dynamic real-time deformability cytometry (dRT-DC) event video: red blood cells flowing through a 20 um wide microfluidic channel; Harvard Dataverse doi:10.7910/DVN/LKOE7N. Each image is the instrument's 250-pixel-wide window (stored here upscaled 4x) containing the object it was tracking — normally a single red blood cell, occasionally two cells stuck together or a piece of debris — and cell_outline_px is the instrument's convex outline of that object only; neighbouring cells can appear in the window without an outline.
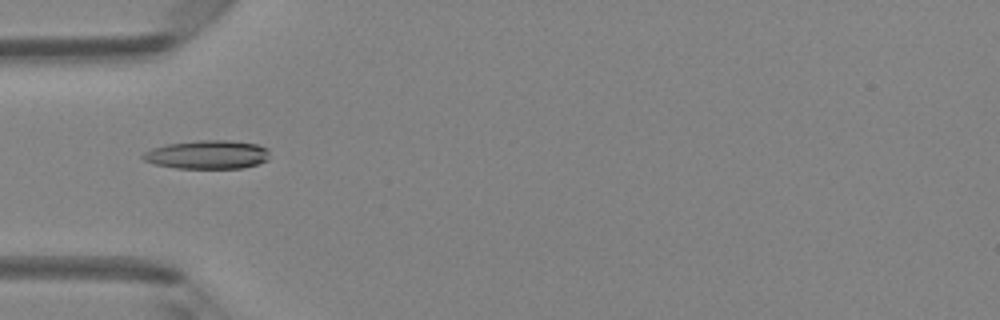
{"species": "Egyptian fruit bat (a non-hibernating species)", "species_latin": "Rousettus aegyptiacus", "temperature_condition": "room temperature", "stored_images_in_passage": 46, "camera_frame_rate_fps": 3000, "um_per_image_px": 0.085, "animal": {"sex": "female"}, "frame": {"image": 1, "passage_image": 16, "time_ms": 5.0, "image_size_px": [1000, 320], "cell_outline_px": [[268, 160], [244, 168], [176, 168], [156, 164], [144, 160], [140, 156], [144, 152], [152, 148], [168, 144], [200, 140], [228, 140], [256, 144], [268, 148]], "centroid_in_image_um": [17.63, 13.14], "position_along_channel_um": 67.4, "area_um2": 21.04}}
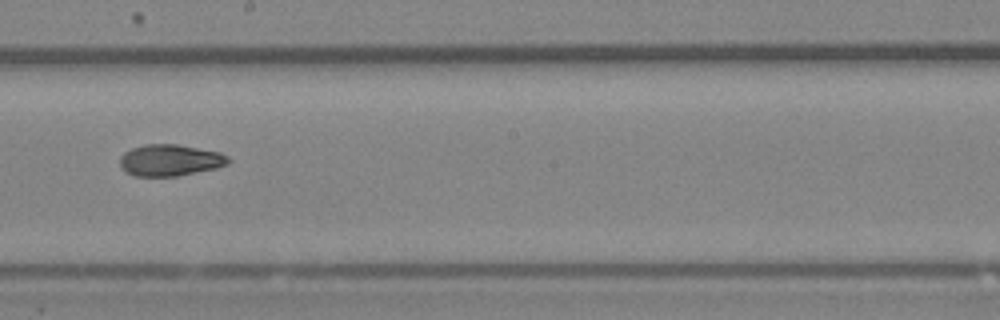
{"frame": {"image": 2, "passage_image": 28, "time_ms": 9.0, "image_size_px": [1000, 320], "cell_outline_px": [[232, 160], [228, 164], [216, 168], [176, 176], [132, 176], [124, 172], [120, 168], [120, 156], [124, 152], [132, 148], [144, 144], [176, 144], [220, 152], [228, 156]], "centroid_in_image_um": [14.43, 13.62], "position_along_channel_um": 233.8, "area_um2": 20.11}}
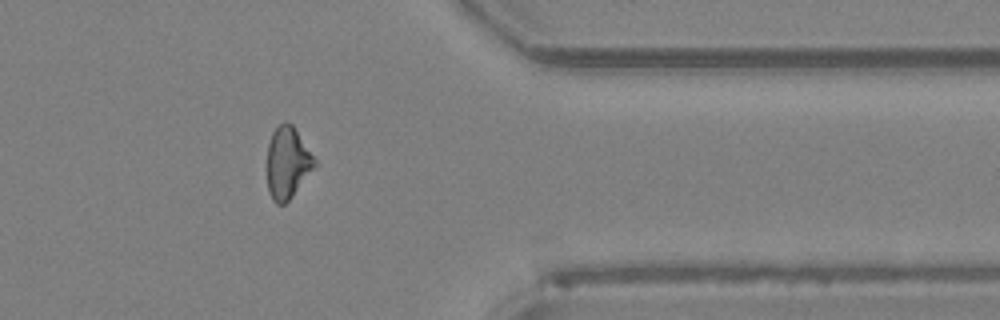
{"frame": {"image": 3, "passage_image": 40, "time_ms": 13.0, "image_size_px": [1000, 320], "cell_outline_px": [[316, 164], [292, 196], [284, 204], [276, 204], [272, 200], [268, 192], [268, 144], [272, 132], [284, 120], [292, 124], [316, 160]], "centroid_in_image_um": [24.42, 13.83], "position_along_channel_um": 387.0, "area_um2": 19.48}}